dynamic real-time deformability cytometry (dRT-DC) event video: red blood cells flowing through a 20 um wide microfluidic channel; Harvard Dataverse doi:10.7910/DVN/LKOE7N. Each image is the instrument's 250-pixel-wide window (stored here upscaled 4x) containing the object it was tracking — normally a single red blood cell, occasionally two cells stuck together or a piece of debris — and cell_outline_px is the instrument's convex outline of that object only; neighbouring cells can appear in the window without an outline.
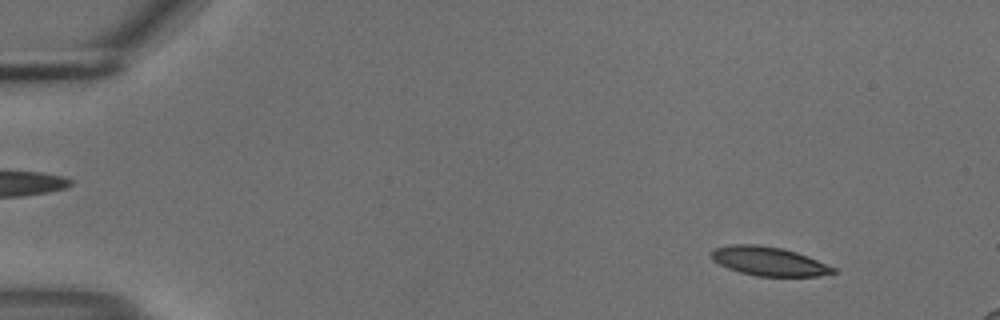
{"species": "common noctule bat (a hibernating species)", "species_latin": "Nyctalus noctula", "temperature_condition": "cold", "stored_images_in_passage": 55, "camera_frame_rate_fps": 3000, "um_per_image_px": 0.085, "animal": {"sex": "male", "body_mass_g": 18.8}, "frame": {"image": 1, "passage_image": 6, "time_ms": 1.667, "image_size_px": [1000, 320], "cell_outline_px": [[836, 272], [820, 276], [756, 276], [740, 272], [728, 268], [712, 260], [712, 252], [716, 248], [732, 244], [756, 244], [780, 248], [796, 252], [808, 256], [836, 268]], "centroid_in_image_um": [65.37, 22.21], "position_along_channel_um": 19.6, "area_um2": 20.35}}
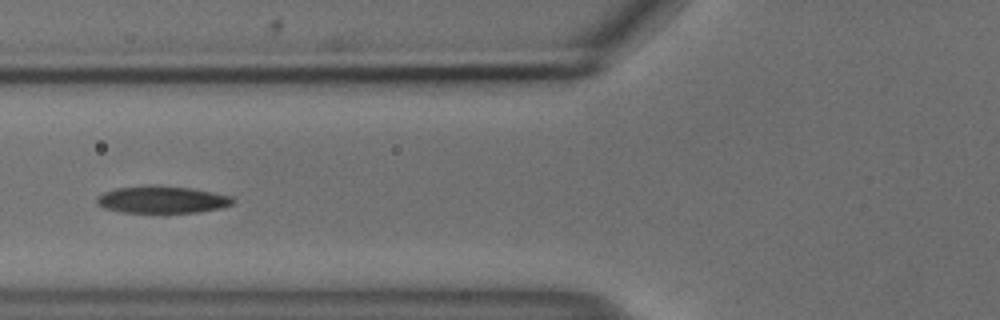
{"frame": {"image": 2, "passage_image": 22, "time_ms": 7.0, "image_size_px": [1000, 320], "cell_outline_px": [[236, 200], [232, 204], [220, 208], [196, 212], [124, 212], [104, 208], [96, 204], [96, 200], [104, 192], [116, 188], [148, 184], [160, 184], [192, 188], [232, 196]], "centroid_in_image_um": [13.78, 16.94], "position_along_channel_um": 112.0, "area_um2": 21.68}}
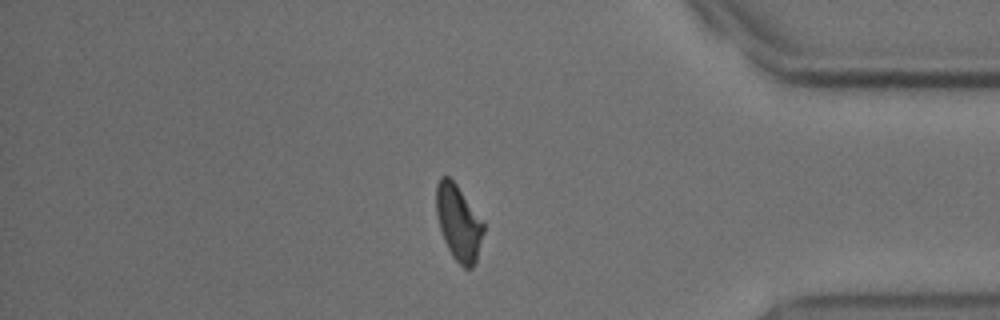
{"frame": {"image": 3, "passage_image": 47, "time_ms": 15.333, "image_size_px": [1000, 320], "cell_outline_px": [[484, 232], [476, 260], [472, 268], [464, 268], [452, 256], [444, 240], [440, 228], [436, 212], [436, 184], [440, 176], [448, 176], [456, 184], [484, 224]], "centroid_in_image_um": [38.96, 18.93], "position_along_channel_um": 396.2, "area_um2": 20.46}}